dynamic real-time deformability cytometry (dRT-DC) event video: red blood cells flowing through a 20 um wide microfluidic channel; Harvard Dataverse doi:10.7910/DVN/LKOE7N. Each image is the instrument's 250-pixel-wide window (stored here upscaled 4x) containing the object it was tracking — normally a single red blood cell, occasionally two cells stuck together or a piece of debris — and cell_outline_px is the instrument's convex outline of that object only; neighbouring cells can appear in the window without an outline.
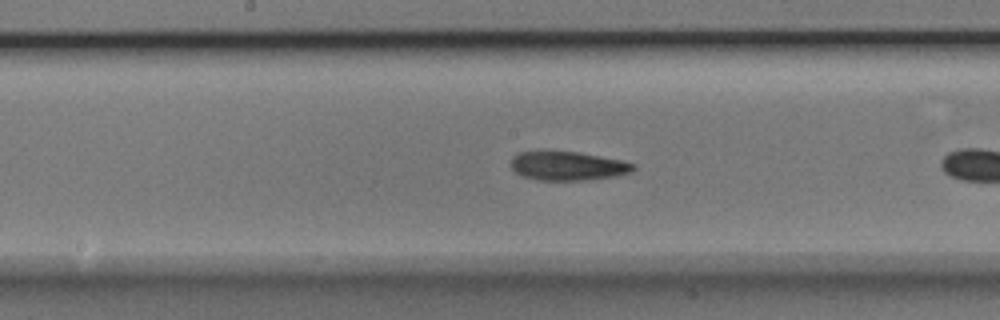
{"species": "Egyptian fruit bat (a non-hibernating species)", "species_latin": "Rousettus aegyptiacus", "temperature_condition": "room temperature", "stored_images_in_passage": 15, "camera_frame_rate_fps": 3000, "um_per_image_px": 0.085, "animal": {"sex": "male"}, "frame": {"image": 1, "passage_image": 13, "time_ms": 4.0, "image_size_px": [1000, 320], "cell_outline_px": [[636, 168], [632, 172], [616, 176], [588, 180], [540, 180], [520, 176], [512, 168], [512, 156], [520, 152], [544, 148], [580, 152], [624, 160], [636, 164]], "centroid_in_image_um": [48.26, 14.06], "position_along_channel_um": 199.9, "area_um2": 21.56}}